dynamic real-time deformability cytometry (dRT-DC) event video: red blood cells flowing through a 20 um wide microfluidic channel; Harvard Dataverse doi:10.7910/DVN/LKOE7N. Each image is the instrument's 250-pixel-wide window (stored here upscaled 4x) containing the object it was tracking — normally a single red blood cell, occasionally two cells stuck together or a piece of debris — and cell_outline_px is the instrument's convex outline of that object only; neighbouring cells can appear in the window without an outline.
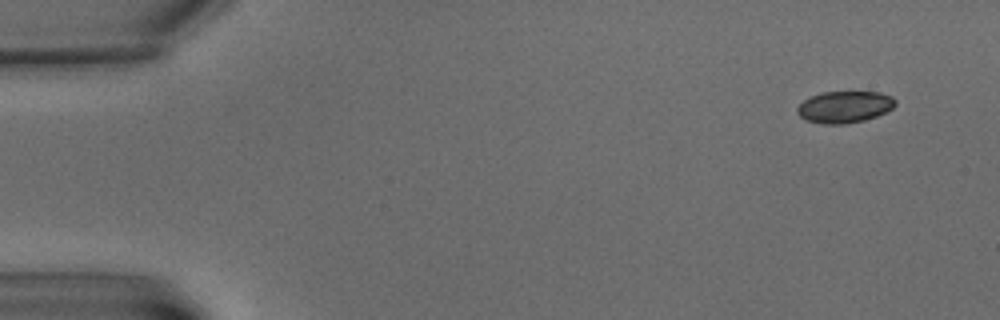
{"species": "common noctule bat (a hibernating species)", "species_latin": "Nyctalus noctula", "temperature_condition": "warm", "stored_images_in_passage": 5, "camera_frame_rate_fps": 3000, "um_per_image_px": 0.085, "animal": {"sex": "male", "body_mass_g": 15.6}, "frame": {"image": 1, "passage_image": 1, "time_ms": 0.0, "image_size_px": [1000, 320], "cell_outline_px": [[896, 104], [892, 108], [876, 116], [864, 120], [844, 124], [824, 124], [804, 120], [796, 112], [796, 108], [804, 100], [820, 92], [880, 92], [892, 96], [896, 100]], "centroid_in_image_um": [71.77, 9.09], "position_along_channel_um": 13.2, "area_um2": 18.15}}
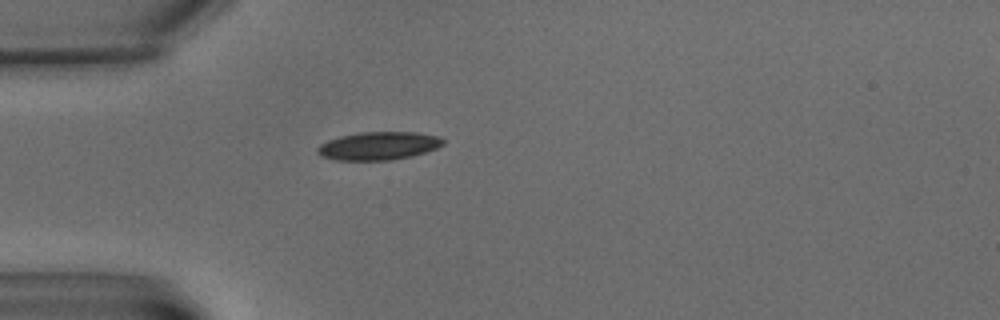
{"frame": {"image": 2, "passage_image": 5, "time_ms": 5.333, "image_size_px": [1000, 320], "cell_outline_px": [[444, 144], [436, 148], [412, 156], [392, 160], [336, 160], [324, 156], [316, 152], [316, 148], [320, 144], [328, 140], [340, 136], [360, 132], [416, 132], [440, 136], [444, 140]], "centroid_in_image_um": [32.19, 12.39], "position_along_channel_um": 52.8, "area_um2": 20.58}}